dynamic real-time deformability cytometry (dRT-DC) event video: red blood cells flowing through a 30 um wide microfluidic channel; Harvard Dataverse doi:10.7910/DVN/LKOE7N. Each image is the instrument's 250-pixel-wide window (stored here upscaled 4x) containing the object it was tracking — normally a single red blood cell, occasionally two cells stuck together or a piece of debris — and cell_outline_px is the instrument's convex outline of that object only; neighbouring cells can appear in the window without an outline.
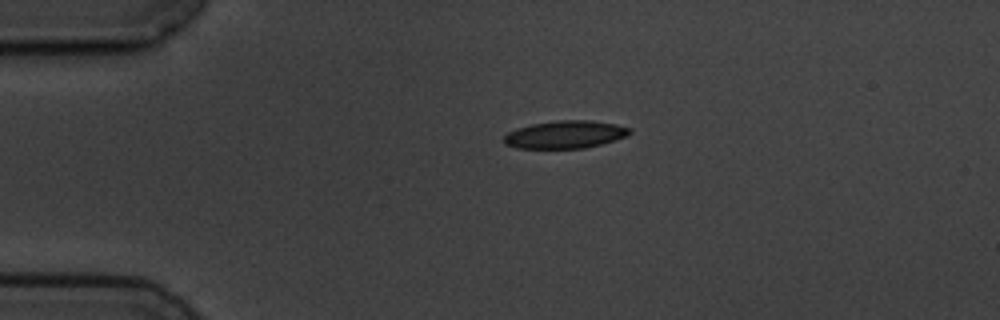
{"species": "common noctule bat (a hibernating species)", "species_latin": "Nyctalus noctula", "temperature_condition": "cold", "stored_images_in_passage": 1, "camera_frame_rate_fps": 3000, "um_per_image_px": 0.085, "animal": {"sex": "male", "body_mass_g": 19.5, "forearm_length_mm": 54.6}, "frame": {"image": 1, "passage_image": 1, "time_ms": 0.0, "image_size_px": [1000, 320], "cell_outline_px": [[632, 132], [628, 136], [616, 140], [584, 148], [516, 148], [504, 144], [504, 136], [508, 132], [516, 128], [532, 124], [560, 120], [592, 120], [616, 124], [632, 128]], "centroid_in_image_um": [48.07, 11.43], "position_along_channel_um": 36.9, "area_um2": 20.4}}